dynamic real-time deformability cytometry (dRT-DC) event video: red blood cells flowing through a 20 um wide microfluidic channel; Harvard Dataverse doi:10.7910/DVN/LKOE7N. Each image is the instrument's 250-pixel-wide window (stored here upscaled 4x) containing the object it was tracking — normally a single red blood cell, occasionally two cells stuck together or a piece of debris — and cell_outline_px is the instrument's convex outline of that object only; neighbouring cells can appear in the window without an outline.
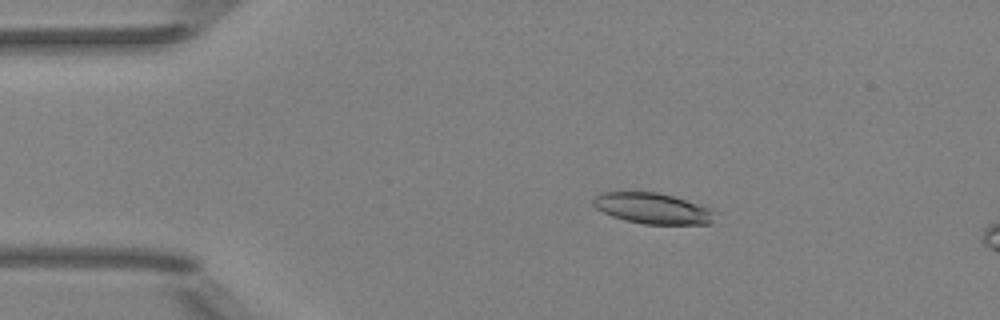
{"species": "Egyptian fruit bat (a non-hibernating species)", "species_latin": "Rousettus aegyptiacus", "temperature_condition": "room temperature", "stored_images_in_passage": 15, "camera_frame_rate_fps": 3000, "um_per_image_px": 0.085, "animal": {"sex": "female"}, "frame": {"image": 1, "passage_image": 9, "time_ms": 2.667, "image_size_px": [1000, 320], "cell_outline_px": [[716, 208], [712, 224], [644, 224], [624, 220], [612, 216], [596, 208], [592, 204], [592, 200], [600, 192], [660, 192]], "centroid_in_image_um": [55.54, 17.71], "position_along_channel_um": 29.5, "area_um2": 22.25}}